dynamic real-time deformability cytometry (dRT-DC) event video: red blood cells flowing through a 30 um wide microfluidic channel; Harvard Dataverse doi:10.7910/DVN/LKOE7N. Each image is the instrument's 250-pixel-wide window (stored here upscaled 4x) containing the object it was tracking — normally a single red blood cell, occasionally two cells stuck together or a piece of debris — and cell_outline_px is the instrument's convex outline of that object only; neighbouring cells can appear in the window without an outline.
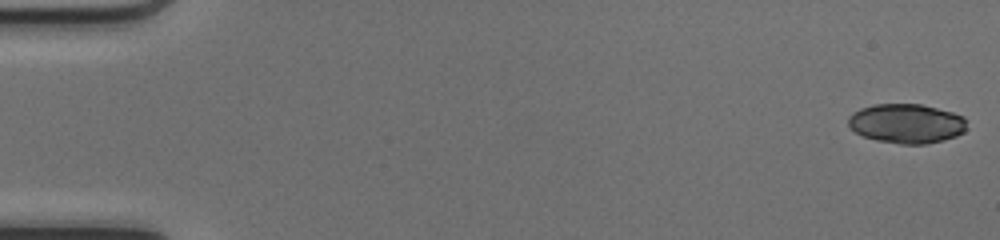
{"species": "common noctule bat (a hibernating species)", "species_latin": "Nyctalus noctula", "temperature_condition": "cold", "stored_images_in_passage": 49, "camera_frame_rate_fps": 3000, "um_per_image_px": 0.085, "animal": {"sex": "female", "body_mass_g": 17.0, "forearm_length_mm": 48.0}, "frame": {"image": 1, "passage_image": 1, "time_ms": 0.0, "image_size_px": [1000, 240], "cell_outline_px": [[968, 120], [964, 132], [956, 136], [944, 140], [924, 144], [900, 144], [876, 140], [864, 136], [856, 132], [848, 124], [848, 116], [852, 112], [860, 108], [872, 104], [920, 104], [952, 112], [964, 116]], "centroid_in_image_um": [77.06, 10.49], "position_along_channel_um": 7.9, "area_um2": 27.4}}
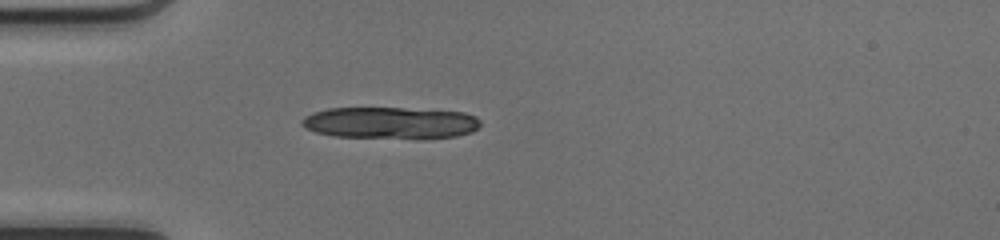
{"frame": {"image": 2, "passage_image": 15, "time_ms": 4.667, "image_size_px": [1000, 240], "cell_outline_px": [[480, 124], [472, 132], [456, 136], [336, 136], [316, 132], [304, 128], [300, 124], [300, 120], [304, 116], [312, 112], [328, 108], [404, 108], [464, 112], [476, 116], [480, 120]], "centroid_in_image_um": [33.11, 10.39], "position_along_channel_um": 51.9, "area_um2": 32.08}, "authors_computed_cell_mechanics": {"area_um2": 27.6284, "velocity_mm_per_s": 4.1911, "shape_relaxation_time_tau1_ms": null, "shape_relaxation_time_tau2_ms": 2.4254, "deformation_change_tau1": null, "deformation_change_tau2": 0.0708}}